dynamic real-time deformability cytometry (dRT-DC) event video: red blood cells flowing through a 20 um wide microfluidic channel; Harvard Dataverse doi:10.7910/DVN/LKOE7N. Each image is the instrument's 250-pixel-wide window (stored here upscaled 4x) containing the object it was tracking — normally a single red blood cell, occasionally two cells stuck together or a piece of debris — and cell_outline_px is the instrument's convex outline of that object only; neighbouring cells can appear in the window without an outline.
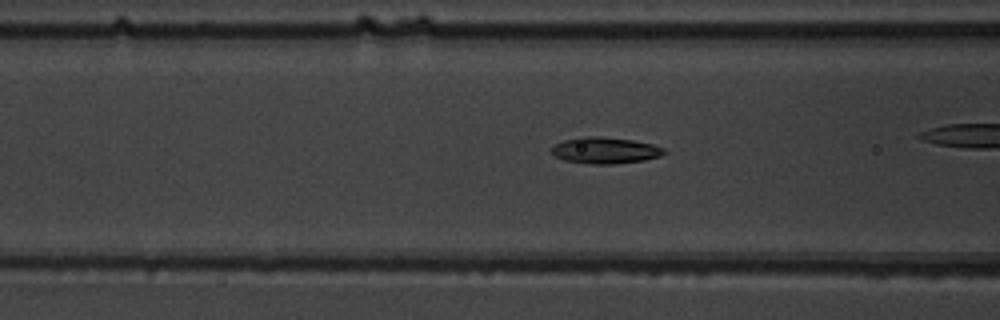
{"species": "common noctule bat (a hibernating species)", "species_latin": "Nyctalus noctula", "temperature_condition": "warm", "stored_images_in_passage": 31, "camera_frame_rate_fps": 3000, "um_per_image_px": 0.085, "animal": {"sex": "male", "body_mass_g": 19.5, "forearm_length_mm": 54.6}, "frame": {"image": 1, "passage_image": 10, "time_ms": 3.0, "image_size_px": [1000, 320], "cell_outline_px": [[668, 152], [660, 156], [644, 160], [616, 164], [592, 164], [564, 160], [556, 156], [552, 152], [552, 148], [556, 144], [564, 140], [580, 136], [600, 136], [632, 140], [652, 144], [664, 148]], "centroid_in_image_um": [51.47, 12.78], "position_along_channel_um": 115.1, "area_um2": 17.28}}